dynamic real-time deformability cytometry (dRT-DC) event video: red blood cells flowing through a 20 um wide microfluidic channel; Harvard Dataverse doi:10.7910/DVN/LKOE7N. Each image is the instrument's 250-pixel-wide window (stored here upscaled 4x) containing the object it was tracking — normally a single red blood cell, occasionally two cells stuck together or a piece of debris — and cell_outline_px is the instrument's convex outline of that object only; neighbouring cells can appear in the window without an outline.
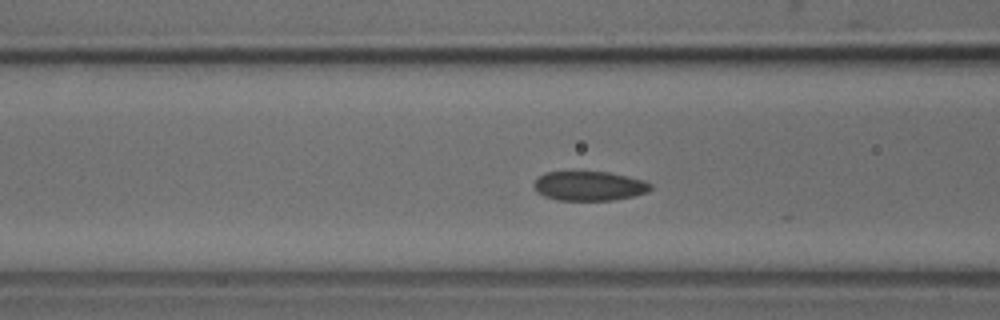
{"species": "common noctule bat (a hibernating species)", "species_latin": "Nyctalus noctula", "temperature_condition": "cold", "stored_images_in_passage": 24, "camera_frame_rate_fps": 3000, "um_per_image_px": 0.085, "animal": {"sex": "male", "body_mass_g": 18.8}, "frame": {"image": 1, "passage_image": 14, "time_ms": 4.333, "image_size_px": [1000, 320], "cell_outline_px": [[652, 188], [648, 192], [632, 196], [612, 200], [556, 200], [544, 196], [536, 192], [532, 184], [544, 172], [608, 172], [644, 180], [652, 184]], "centroid_in_image_um": [50.07, 15.81], "position_along_channel_um": 116.5, "area_um2": 20.0}}